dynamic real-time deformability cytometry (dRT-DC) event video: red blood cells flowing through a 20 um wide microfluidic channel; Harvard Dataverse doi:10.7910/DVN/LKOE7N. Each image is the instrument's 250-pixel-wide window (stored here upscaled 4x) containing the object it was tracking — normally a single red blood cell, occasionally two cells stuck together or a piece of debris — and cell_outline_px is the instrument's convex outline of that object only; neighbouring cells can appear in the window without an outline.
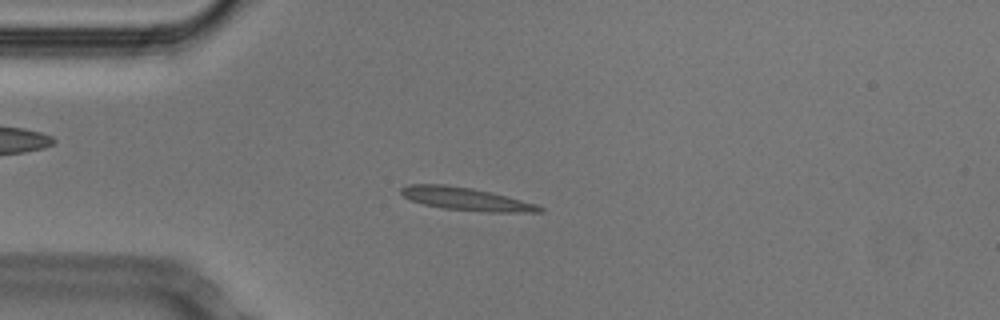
{"species": "Egyptian fruit bat (a non-hibernating species)", "species_latin": "Rousettus aegyptiacus", "temperature_condition": "cold", "stored_images_in_passage": 51, "camera_frame_rate_fps": 3000, "um_per_image_px": 0.085, "animal": {"sex": "male"}, "frame": {"image": 1, "passage_image": 12, "time_ms": 3.667, "image_size_px": [1000, 320], "cell_outline_px": [[544, 212], [488, 212], [444, 208], [424, 204], [412, 200], [404, 196], [400, 192], [400, 188], [408, 184], [444, 184], [472, 188], [536, 204], [544, 208]], "centroid_in_image_um": [39.58, 16.91], "position_along_channel_um": 45.4, "area_um2": 18.09}}
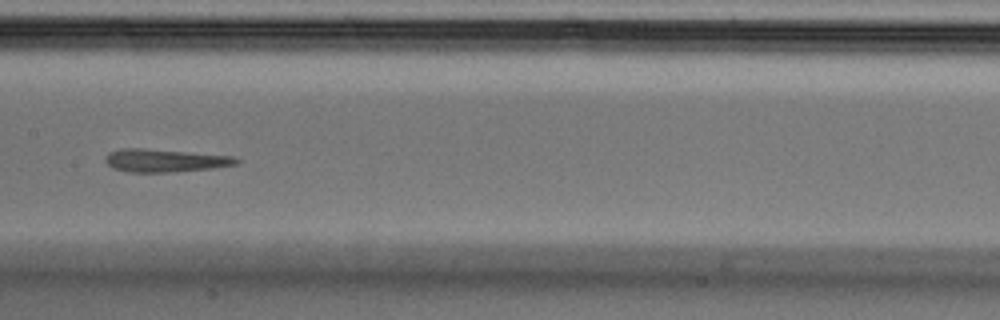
{"frame": {"image": 2, "passage_image": 25, "time_ms": 8.0, "image_size_px": [1000, 320], "cell_outline_px": [[240, 160], [236, 164], [212, 168], [172, 172], [128, 172], [112, 168], [104, 160], [104, 156], [108, 152], [124, 148], [144, 148], [236, 156]], "centroid_in_image_um": [13.99, 13.64], "position_along_channel_um": 193.4, "area_um2": 17.63}}
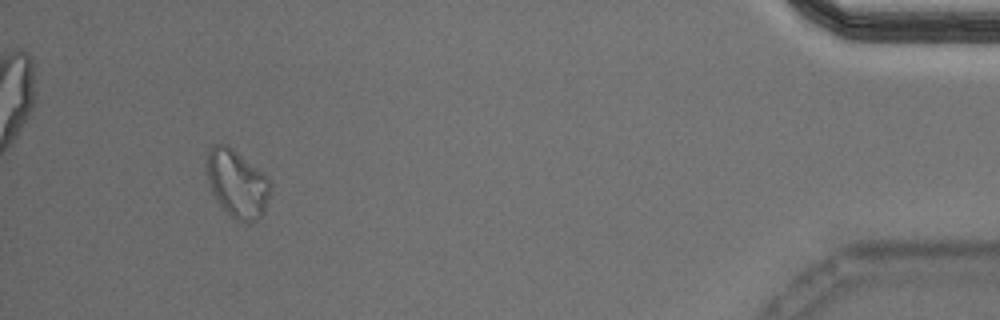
{"frame": {"image": 3, "passage_image": 48, "time_ms": 15.667, "image_size_px": [1000, 320], "cell_outline_px": [[272, 184], [268, 200], [264, 212], [256, 220], [248, 224], [236, 220], [216, 200], [212, 192], [204, 168], [204, 164], [208, 148], [212, 144], [228, 144], [268, 176]], "centroid_in_image_um": [20.13, 15.56], "position_along_channel_um": 415.1, "area_um2": 25.66}, "authors_computed_cell_mechanics": {"area_um2": 17.2822, "velocity_mm_per_s": 3.7702, "shape_relaxation_time_tau1_ms": null, "shape_relaxation_time_tau2_ms": 7.9266, "deformation_change_tau1": null, "deformation_change_tau2": 0.1912}}